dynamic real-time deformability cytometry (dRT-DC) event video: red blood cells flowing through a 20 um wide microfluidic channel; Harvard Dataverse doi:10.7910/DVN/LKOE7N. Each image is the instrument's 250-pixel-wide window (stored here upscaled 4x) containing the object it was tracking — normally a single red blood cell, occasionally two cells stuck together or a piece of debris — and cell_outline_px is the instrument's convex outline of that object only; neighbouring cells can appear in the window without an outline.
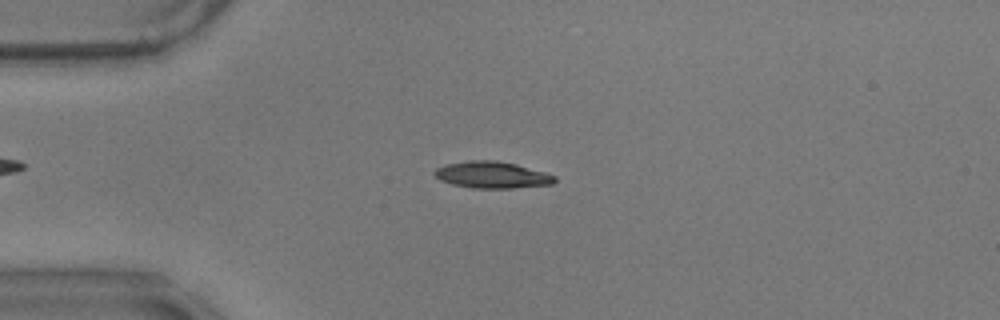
{"species": "common noctule bat (a hibernating species)", "species_latin": "Nyctalus noctula", "temperature_condition": "warm", "stored_images_in_passage": 57, "camera_frame_rate_fps": 3000, "um_per_image_px": 0.085, "animal": {"sex": "male", "body_mass_g": 17.9}, "frame": {"image": 1, "passage_image": 14, "time_ms": 4.333, "image_size_px": [1000, 320], "cell_outline_px": [[556, 180], [552, 184], [512, 188], [472, 188], [452, 184], [440, 180], [432, 172], [436, 168], [444, 164], [468, 160], [496, 160], [516, 164], [544, 172], [556, 176]], "centroid_in_image_um": [41.79, 14.86], "position_along_channel_um": 43.2, "area_um2": 18.73}}
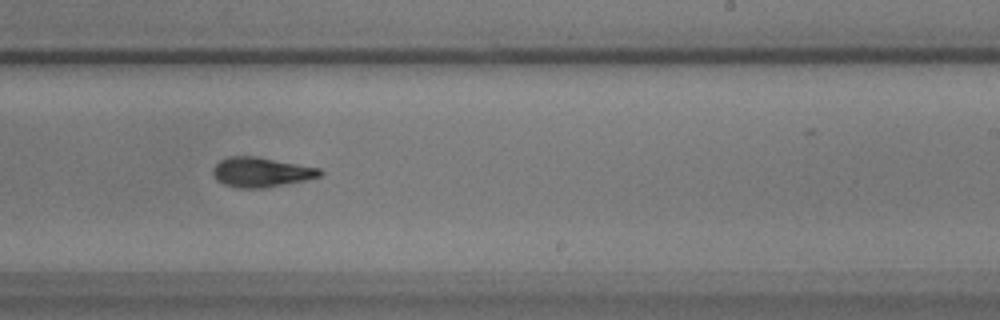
{"frame": {"image": 2, "passage_image": 35, "time_ms": 11.333, "image_size_px": [1000, 320], "cell_outline_px": [[324, 172], [320, 176], [304, 180], [264, 188], [236, 188], [224, 184], [216, 180], [212, 172], [212, 168], [220, 160], [228, 156], [256, 156], [320, 168]], "centroid_in_image_um": [22.16, 14.63], "position_along_channel_um": 266.8, "area_um2": 18.55}}
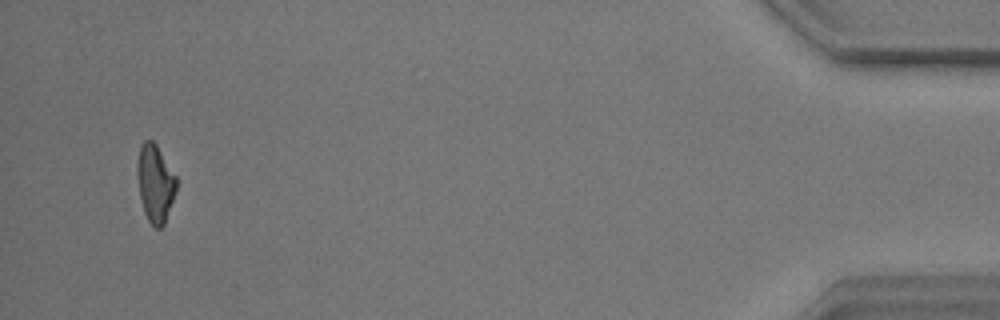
{"frame": {"image": 3, "passage_image": 55, "time_ms": 18.0, "image_size_px": [1000, 320], "cell_outline_px": [[176, 192], [164, 224], [160, 228], [156, 228], [148, 220], [144, 212], [140, 196], [136, 172], [136, 168], [140, 144], [144, 140], [152, 140], [156, 144], [176, 176]], "centroid_in_image_um": [13.18, 15.56], "position_along_channel_um": 422.0, "area_um2": 17.63}, "authors_computed_cell_mechanics": {"area_um2": 18.207, "velocity_mm_per_s": 3.5028, "shape_relaxation_time_tau1_ms": 4.8263, "shape_relaxation_time_tau2_ms": 2.7695, "deformation_change_tau1": 0.1722, "deformation_change_tau2": 0.1046}}